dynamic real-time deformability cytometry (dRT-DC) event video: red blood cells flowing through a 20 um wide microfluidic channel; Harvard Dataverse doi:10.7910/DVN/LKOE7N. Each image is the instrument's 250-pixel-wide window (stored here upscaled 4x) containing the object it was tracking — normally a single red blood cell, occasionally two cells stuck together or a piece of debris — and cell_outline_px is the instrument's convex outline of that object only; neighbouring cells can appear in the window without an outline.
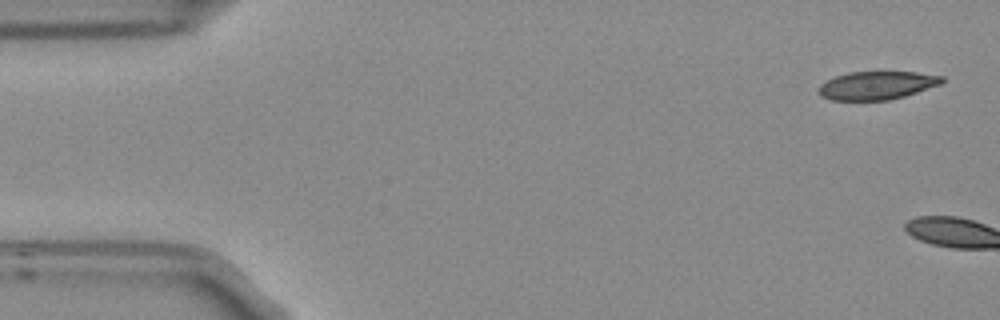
{"species": "Egyptian fruit bat (a non-hibernating species)", "species_latin": "Rousettus aegyptiacus", "temperature_condition": "room temperature", "stored_images_in_passage": 9, "camera_frame_rate_fps": 3000, "um_per_image_px": 0.085, "frame": {"image": 1, "passage_image": 1, "time_ms": 0.0, "image_size_px": [1000, 320], "cell_outline_px": [[944, 80], [940, 84], [904, 96], [888, 100], [832, 100], [820, 96], [816, 88], [820, 84], [836, 76], [848, 72], [916, 72], [944, 76]], "centroid_in_image_um": [74.5, 7.26], "position_along_channel_um": 10.5, "area_um2": 20.23}}
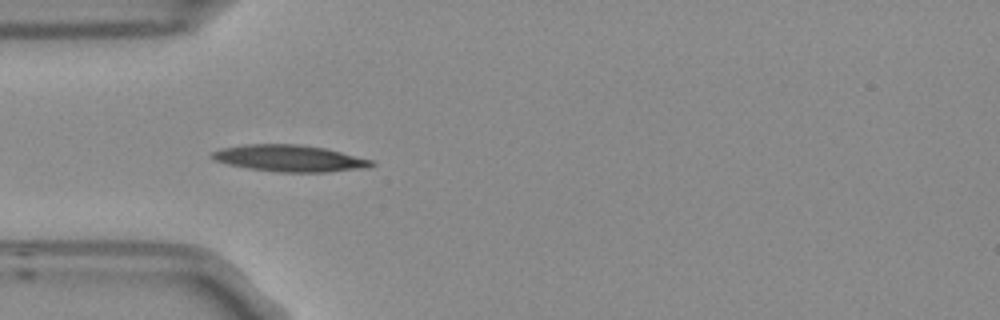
{"frame": {"image": 2, "passage_image": 6, "time_ms": 1.667, "image_size_px": [1000, 320], "cell_outline_px": [[376, 164], [364, 168], [324, 172], [280, 172], [248, 168], [228, 164], [216, 160], [212, 156], [212, 152], [220, 148], [244, 144], [300, 144], [324, 148], [372, 160]], "centroid_in_image_um": [24.59, 13.45], "position_along_channel_um": 60.4, "area_um2": 24.45}}